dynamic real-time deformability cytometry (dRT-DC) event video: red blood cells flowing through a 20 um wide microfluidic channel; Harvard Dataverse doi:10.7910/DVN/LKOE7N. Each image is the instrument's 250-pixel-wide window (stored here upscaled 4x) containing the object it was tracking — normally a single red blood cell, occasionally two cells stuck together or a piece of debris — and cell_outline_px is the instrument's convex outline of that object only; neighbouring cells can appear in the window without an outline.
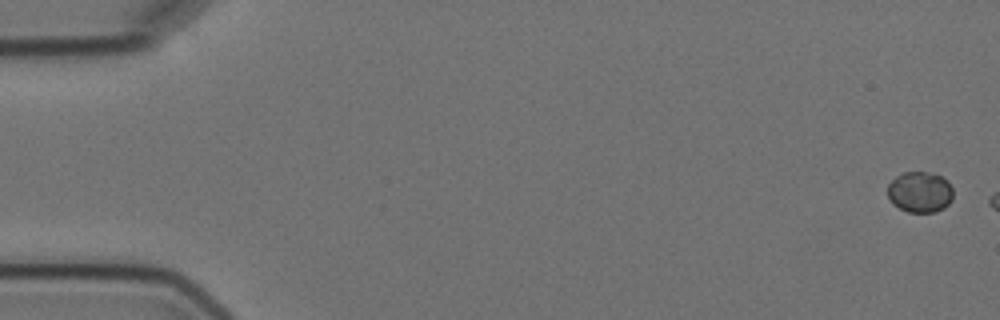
{"species": "Egyptian fruit bat (a non-hibernating species)", "species_latin": "Rousettus aegyptiacus", "temperature_condition": "cold", "stored_images_in_passage": 4, "camera_frame_rate_fps": 3000, "um_per_image_px": 0.085, "animal": {"sex": "female"}, "frame": {"image": 1, "passage_image": 1, "time_ms": 0.0, "image_size_px": [1000, 320], "cell_outline_px": [[952, 200], [944, 208], [936, 212], [908, 212], [892, 204], [888, 196], [888, 184], [896, 176], [904, 172], [924, 172], [940, 176], [948, 180], [952, 188]], "centroid_in_image_um": [78.19, 16.33], "position_along_channel_um": 6.8, "area_um2": 15.61}}